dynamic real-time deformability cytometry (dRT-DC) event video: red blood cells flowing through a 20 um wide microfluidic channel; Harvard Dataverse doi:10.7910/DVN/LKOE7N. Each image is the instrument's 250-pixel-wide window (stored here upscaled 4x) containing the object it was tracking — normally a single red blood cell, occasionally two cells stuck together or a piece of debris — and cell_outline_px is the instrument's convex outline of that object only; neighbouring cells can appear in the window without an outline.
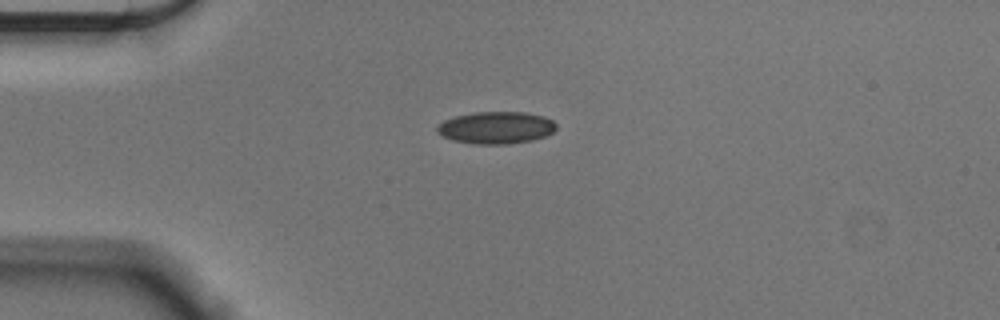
{"species": "Egyptian fruit bat (a non-hibernating species)", "species_latin": "Rousettus aegyptiacus", "temperature_condition": "cold", "stored_images_in_passage": 43, "camera_frame_rate_fps": 3000, "um_per_image_px": 0.085, "animal": {"sex": "male"}, "frame": {"image": 1, "passage_image": 1, "time_ms": 0.0, "image_size_px": [1000, 320], "cell_outline_px": [[556, 128], [548, 136], [532, 140], [508, 144], [472, 144], [452, 140], [440, 136], [436, 132], [436, 128], [444, 120], [456, 116], [476, 112], [524, 112], [544, 116], [552, 120], [556, 124]], "centroid_in_image_um": [42.16, 10.86], "position_along_channel_um": 42.8, "area_um2": 22.48}}
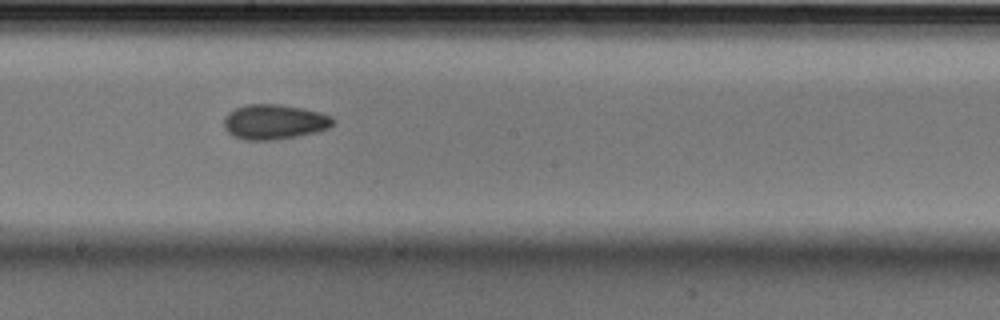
{"frame": {"image": 2, "passage_image": 18, "time_ms": 5.667, "image_size_px": [1000, 320], "cell_outline_px": [[336, 120], [328, 128], [316, 132], [276, 140], [244, 140], [232, 136], [224, 128], [224, 116], [228, 112], [236, 108], [248, 104], [280, 104], [304, 108], [320, 112], [332, 116]], "centroid_in_image_um": [23.31, 10.36], "position_along_channel_um": 224.9, "area_um2": 22.43}}
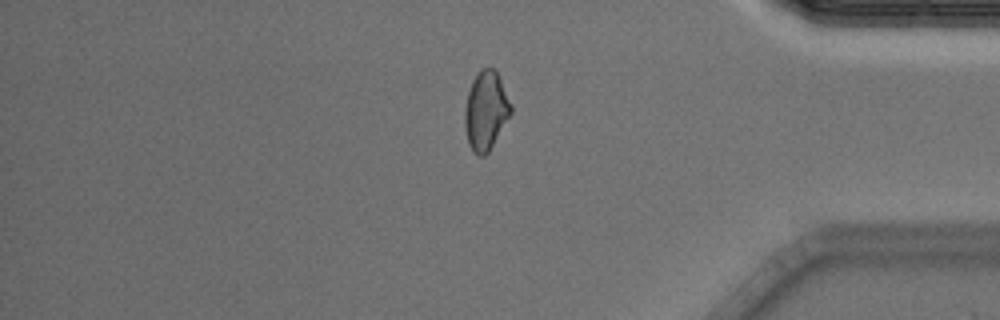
{"frame": {"image": 3, "passage_image": 34, "time_ms": 11.0, "image_size_px": [1000, 320], "cell_outline_px": [[512, 112], [488, 152], [484, 156], [480, 156], [472, 152], [468, 144], [464, 124], [464, 108], [468, 92], [472, 80], [480, 68], [496, 68], [512, 104]], "centroid_in_image_um": [41.29, 9.38], "position_along_channel_um": 393.9, "area_um2": 21.44}, "authors_computed_cell_mechanics": {"area_um2": 21.3282, "velocity_mm_per_s": 3.6114, "shape_relaxation_time_tau1_ms": 9.5945, "shape_relaxation_time_tau2_ms": 3.1974, "deformation_change_tau1": 0.1368, "deformation_change_tau2": 0.0867}}